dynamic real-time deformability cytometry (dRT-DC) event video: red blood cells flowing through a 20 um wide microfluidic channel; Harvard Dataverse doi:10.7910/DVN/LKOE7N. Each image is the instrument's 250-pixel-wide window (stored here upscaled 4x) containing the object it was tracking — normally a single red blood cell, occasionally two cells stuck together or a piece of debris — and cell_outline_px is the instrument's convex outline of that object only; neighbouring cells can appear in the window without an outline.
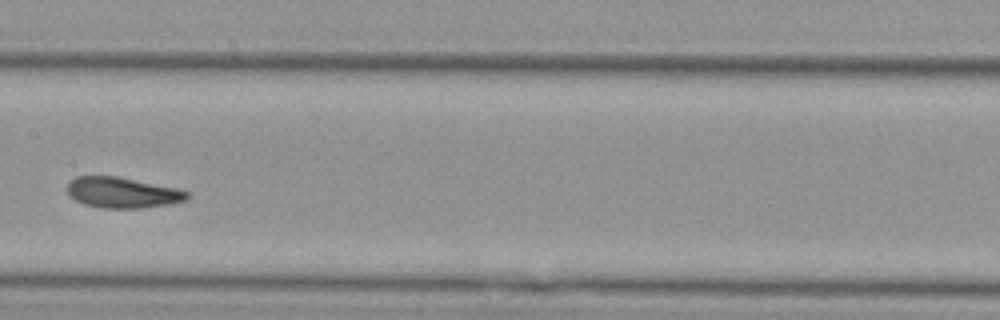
{"species": "Egyptian fruit bat (a non-hibernating species)", "species_latin": "Rousettus aegyptiacus", "temperature_condition": "cold", "stored_images_in_passage": 8, "camera_frame_rate_fps": 3000, "um_per_image_px": 0.085, "animal": {"sex": "female"}, "frame": {"image": 1, "passage_image": 6, "time_ms": 1.667, "image_size_px": [1000, 320], "cell_outline_px": [[188, 200], [172, 204], [140, 208], [100, 208], [84, 204], [76, 200], [68, 192], [68, 184], [76, 176], [116, 176], [176, 188], [188, 192]], "centroid_in_image_um": [10.43, 16.38], "position_along_channel_um": 197.0, "area_um2": 21.27}}
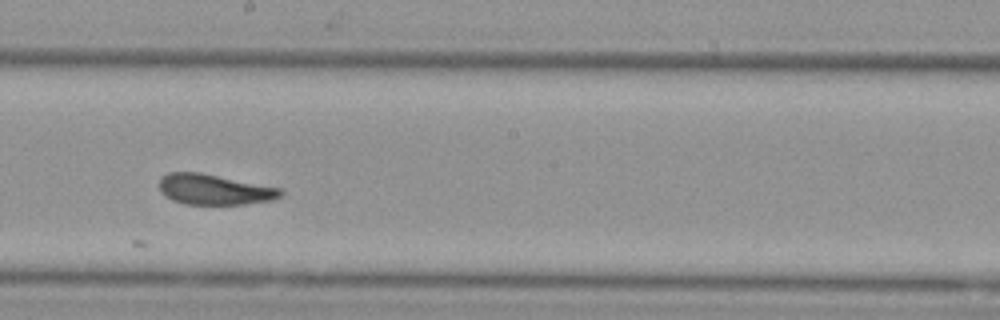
{"frame": {"image": 2, "passage_image": 7, "time_ms": 2.0, "image_size_px": [1000, 320], "cell_outline_px": [[284, 192], [280, 196], [272, 200], [244, 204], [184, 204], [172, 200], [160, 192], [160, 176], [168, 172], [200, 172], [280, 188]], "centroid_in_image_um": [18.18, 16.1], "position_along_channel_um": 230.0, "area_um2": 21.5}}